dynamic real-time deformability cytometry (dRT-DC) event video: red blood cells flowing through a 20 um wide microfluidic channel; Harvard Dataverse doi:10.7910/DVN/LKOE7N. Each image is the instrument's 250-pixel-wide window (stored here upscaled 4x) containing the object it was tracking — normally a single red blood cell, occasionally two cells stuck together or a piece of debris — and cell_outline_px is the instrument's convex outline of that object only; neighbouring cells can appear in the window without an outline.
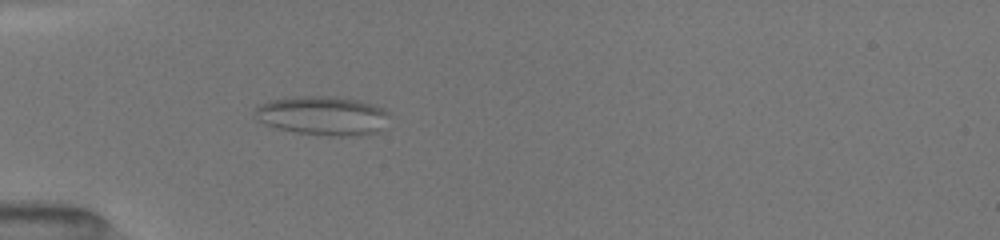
{"species": "common noctule bat (a hibernating species)", "species_latin": "Nyctalus noctula", "temperature_condition": "room temperature", "stored_images_in_passage": 58, "camera_frame_rate_fps": 3000, "um_per_image_px": 0.085, "animal": {"sex": "female", "body_mass_g": 19.5, "forearm_length_mm": 54.1}, "frame": {"image": 1, "passage_image": 8, "time_ms": 1.0, "image_size_px": [1000, 240], "cell_outline_px": [[380, 112], [372, 132], [352, 136], [320, 136], [296, 132], [280, 128], [272, 124], [260, 108], [264, 104], [276, 100], [296, 96], [336, 96], [352, 100], [364, 104]], "centroid_in_image_um": [27.34, 9.84], "position_along_channel_um": 57.7, "area_um2": 26.99}}
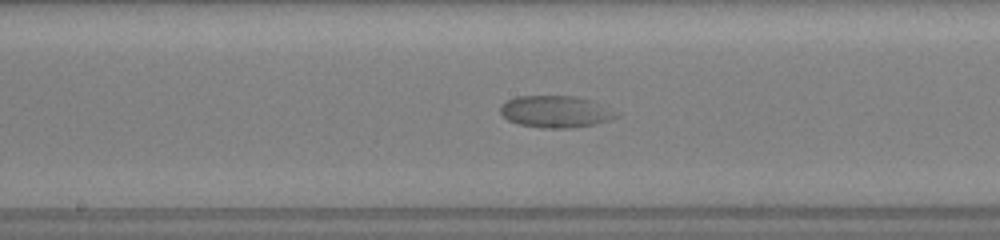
{"frame": {"image": 2, "passage_image": 25, "time_ms": 5.0, "image_size_px": [1000, 240], "cell_outline_px": [[604, 120], [592, 124], [568, 128], [544, 128], [520, 124], [508, 120], [500, 112], [500, 108], [508, 100], [516, 96], [572, 96], [584, 100]], "centroid_in_image_um": [46.74, 9.5], "position_along_channel_um": 201.5, "area_um2": 18.84}}
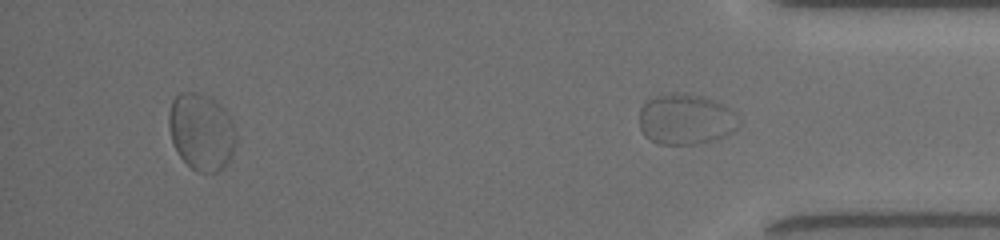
{"frame": {"image": 3, "passage_image": 58, "time_ms": 9.667, "image_size_px": [1000, 240], "cell_outline_px": [[728, 132], [724, 136], [700, 144], [660, 144], [644, 136], [640, 128], [640, 108], [648, 100], [656, 96], [700, 96], [712, 100], [724, 108]], "centroid_in_image_um": [58.02, 10.2], "position_along_channel_um": 377.2, "area_um2": 26.59}}